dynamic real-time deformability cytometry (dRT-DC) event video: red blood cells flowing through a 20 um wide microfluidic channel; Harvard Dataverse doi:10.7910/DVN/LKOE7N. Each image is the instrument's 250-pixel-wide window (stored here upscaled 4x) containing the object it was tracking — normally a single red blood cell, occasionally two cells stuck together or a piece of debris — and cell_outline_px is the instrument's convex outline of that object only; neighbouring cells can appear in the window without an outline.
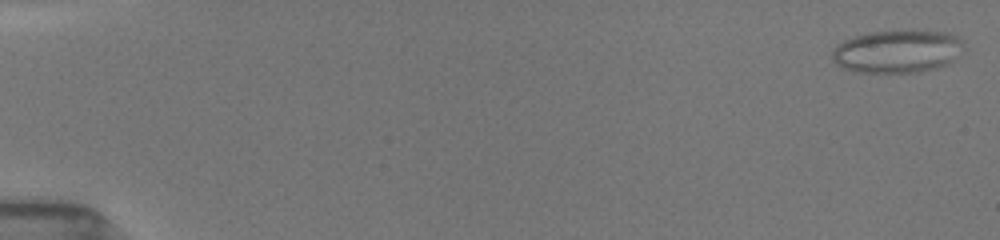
{"species": "common noctule bat (a hibernating species)", "species_latin": "Nyctalus noctula", "temperature_condition": "room temperature", "stored_images_in_passage": 13, "camera_frame_rate_fps": 3000, "um_per_image_px": 0.085, "animal": {"sex": "female", "body_mass_g": 19.5, "forearm_length_mm": 54.1}, "frame": {"image": 1, "passage_image": 1, "time_ms": 0.0, "image_size_px": [1000, 240], "cell_outline_px": [[964, 44], [956, 60], [948, 64], [936, 68], [920, 72], [856, 72], [844, 68], [836, 64], [832, 60], [832, 48], [844, 40], [856, 36], [872, 32], [912, 28], [948, 32], [964, 40]], "centroid_in_image_um": [76.32, 4.33], "position_along_channel_um": 8.7, "area_um2": 33.7}}
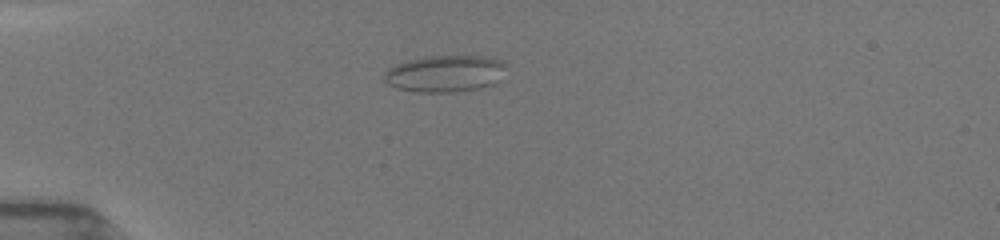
{"frame": {"image": 2, "passage_image": 10, "time_ms": 4.667, "image_size_px": [1000, 240], "cell_outline_px": [[504, 64], [492, 84], [476, 88], [452, 92], [416, 92], [396, 88], [388, 84], [384, 80], [384, 72], [388, 68], [396, 64], [408, 60], [424, 56], [480, 56], [496, 60]], "centroid_in_image_um": [37.66, 6.26], "position_along_channel_um": 47.3, "area_um2": 25.37}}
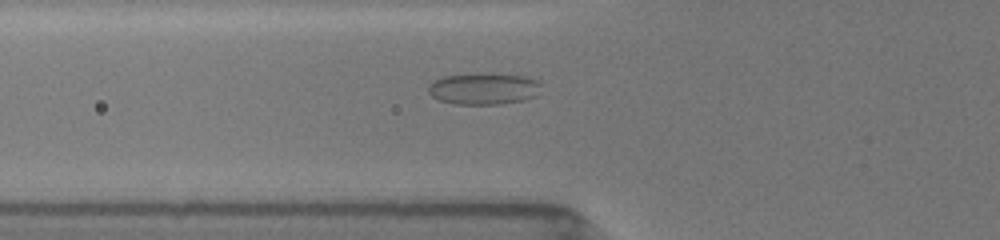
{"frame": {"image": 3, "passage_image": 13, "time_ms": 6.333, "image_size_px": [1000, 240], "cell_outline_px": [[544, 84], [536, 96], [524, 100], [500, 104], [456, 104], [440, 100], [432, 96], [428, 92], [428, 88], [436, 80], [444, 76], [480, 72], [492, 72], [524, 76], [536, 80]], "centroid_in_image_um": [41.18, 7.52], "position_along_channel_um": 84.6, "area_um2": 21.15}}